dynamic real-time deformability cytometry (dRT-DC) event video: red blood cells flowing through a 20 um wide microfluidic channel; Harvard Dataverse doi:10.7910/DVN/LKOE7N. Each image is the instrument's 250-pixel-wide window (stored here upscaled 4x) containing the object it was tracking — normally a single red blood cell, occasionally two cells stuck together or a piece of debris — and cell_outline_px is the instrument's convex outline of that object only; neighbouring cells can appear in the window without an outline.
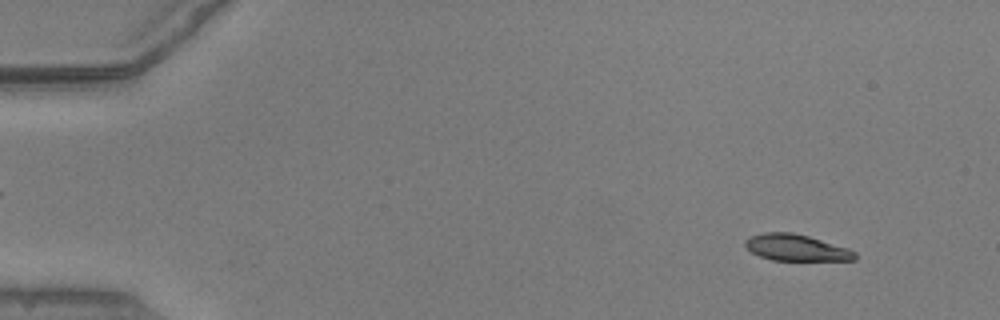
{"species": "common noctule bat (a hibernating species)", "species_latin": "Nyctalus noctula", "temperature_condition": "warm", "stored_images_in_passage": 53, "camera_frame_rate_fps": 3000, "um_per_image_px": 0.085, "animal": {"sex": "male", "body_mass_g": 20.5, "forearm_length_mm": 52.5}, "frame": {"image": 1, "passage_image": 5, "time_ms": 1.333, "image_size_px": [1000, 320], "cell_outline_px": [[856, 260], [772, 260], [760, 256], [752, 252], [744, 244], [744, 240], [752, 236], [764, 232], [792, 232], [808, 236], [848, 248], [856, 252]], "centroid_in_image_um": [67.68, 21.05], "position_along_channel_um": 17.3, "area_um2": 16.76}}
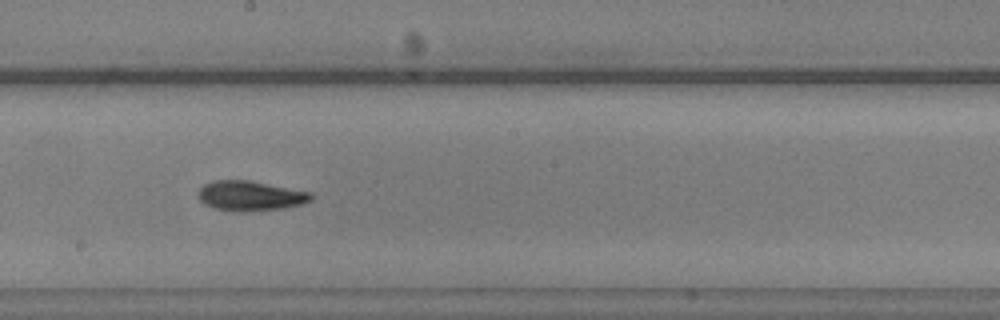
{"frame": {"image": 2, "passage_image": 30, "time_ms": 9.667, "image_size_px": [1000, 320], "cell_outline_px": [[312, 200], [300, 204], [284, 208], [244, 212], [240, 212], [212, 208], [204, 204], [200, 200], [200, 188], [204, 184], [212, 180], [248, 180], [312, 192]], "centroid_in_image_um": [21.27, 16.65], "position_along_channel_um": 226.9, "area_um2": 19.65}}
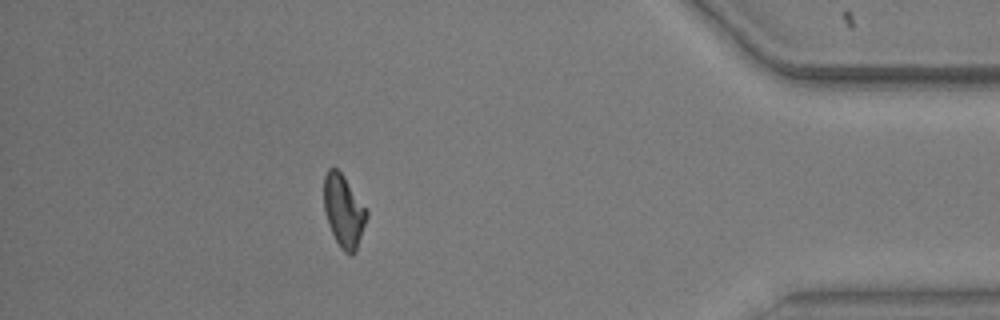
{"frame": {"image": 3, "passage_image": 47, "time_ms": 15.333, "image_size_px": [1000, 320], "cell_outline_px": [[368, 216], [356, 252], [352, 256], [344, 252], [340, 248], [328, 224], [324, 208], [324, 176], [328, 168], [336, 168], [340, 172], [368, 212]], "centroid_in_image_um": [29.21, 17.98], "position_along_channel_um": 406.0, "area_um2": 17.8}, "authors_computed_cell_mechanics": {"area_um2": 18.2648, "velocity_mm_per_s": 3.8902, "shape_relaxation_time_tau1_ms": 5.3259, "shape_relaxation_time_tau2_ms": 3.2123, "deformation_change_tau1": 0.1721, "deformation_change_tau2": 0.0917}}